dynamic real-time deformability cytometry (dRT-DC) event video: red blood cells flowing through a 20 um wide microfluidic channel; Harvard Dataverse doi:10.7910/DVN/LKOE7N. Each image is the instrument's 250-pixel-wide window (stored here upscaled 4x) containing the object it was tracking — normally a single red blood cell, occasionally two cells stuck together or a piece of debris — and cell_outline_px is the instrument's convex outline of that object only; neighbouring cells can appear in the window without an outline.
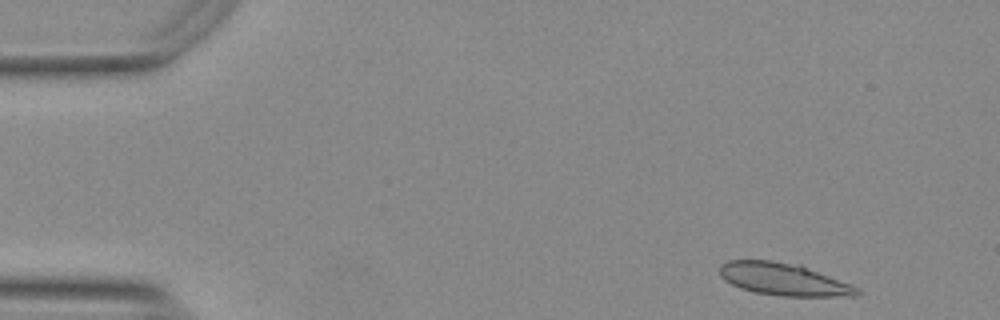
{"species": "Egyptian fruit bat (a non-hibernating species)", "species_latin": "Rousettus aegyptiacus", "temperature_condition": "warm", "stored_images_in_passage": 51, "camera_frame_rate_fps": 3000, "um_per_image_px": 0.085, "animal": {"sex": "female"}, "frame": {"image": 1, "passage_image": 2, "time_ms": 0.333, "image_size_px": [1000, 320], "cell_outline_px": [[860, 292], [856, 296], [780, 296], [756, 292], [740, 288], [724, 280], [720, 276], [720, 264], [728, 260], [772, 260], [800, 264], [860, 288]], "centroid_in_image_um": [66.59, 23.73], "position_along_channel_um": 18.4, "area_um2": 25.95}}
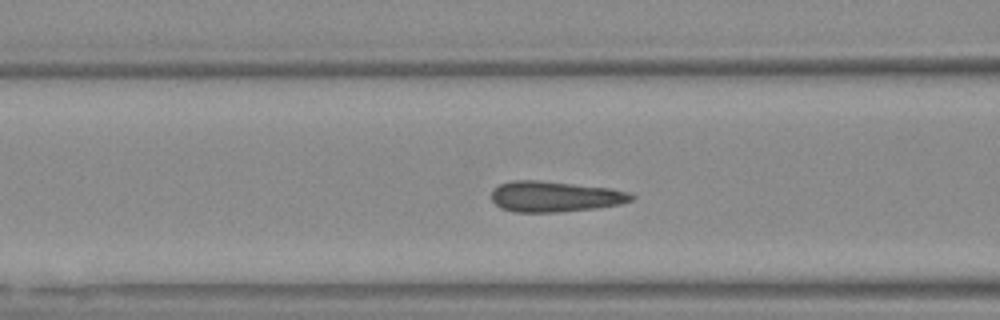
{"frame": {"image": 2, "passage_image": 18, "time_ms": 5.667, "image_size_px": [1000, 320], "cell_outline_px": [[636, 196], [632, 200], [620, 204], [596, 208], [560, 212], [516, 212], [500, 208], [492, 200], [492, 192], [500, 184], [512, 180], [540, 180], [608, 188], [628, 192]], "centroid_in_image_um": [47.16, 16.71], "position_along_channel_um": 119.4, "area_um2": 24.91}}
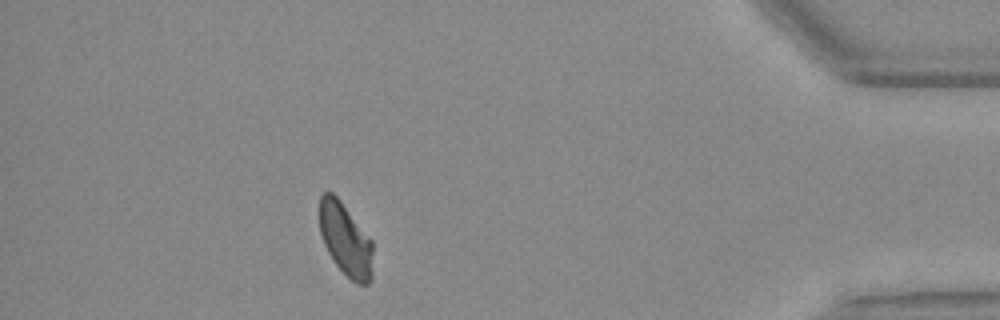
{"frame": {"image": 3, "passage_image": 45, "time_ms": 14.667, "image_size_px": [1000, 320], "cell_outline_px": [[372, 280], [368, 284], [356, 284], [336, 264], [328, 252], [324, 244], [320, 232], [320, 196], [324, 192], [332, 192], [340, 200], [372, 240]], "centroid_in_image_um": [29.38, 20.37], "position_along_channel_um": 405.8, "area_um2": 22.43}}